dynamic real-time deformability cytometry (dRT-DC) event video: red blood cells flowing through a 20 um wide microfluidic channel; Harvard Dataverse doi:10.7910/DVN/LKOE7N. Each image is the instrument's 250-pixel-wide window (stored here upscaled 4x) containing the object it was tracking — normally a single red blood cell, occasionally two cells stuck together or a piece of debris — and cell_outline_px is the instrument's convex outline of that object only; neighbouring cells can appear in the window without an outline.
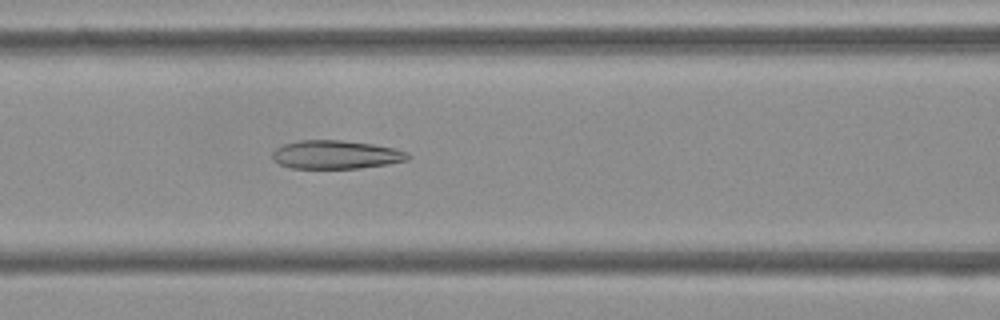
{"species": "Egyptian fruit bat (a non-hibernating species)", "species_latin": "Rousettus aegyptiacus", "temperature_condition": "cold", "stored_images_in_passage": 43, "camera_frame_rate_fps": 3000, "um_per_image_px": 0.085, "frame": {"image": 1, "passage_image": 12, "time_ms": 3.667, "image_size_px": [1000, 320], "cell_outline_px": [[412, 156], [408, 160], [388, 164], [356, 168], [292, 168], [280, 164], [272, 160], [272, 152], [276, 148], [284, 144], [300, 140], [344, 140], [372, 144], [396, 148], [408, 152]], "centroid_in_image_um": [28.57, 13.14], "position_along_channel_um": 138.0, "area_um2": 22.6}}
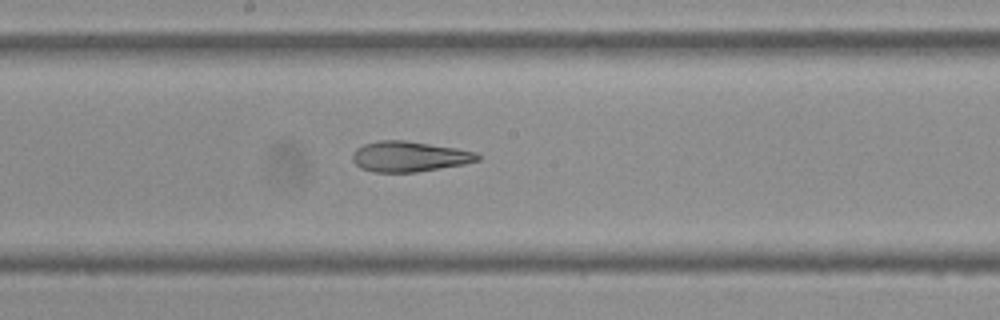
{"frame": {"image": 2, "passage_image": 18, "time_ms": 5.667, "image_size_px": [1000, 320], "cell_outline_px": [[480, 160], [464, 164], [416, 172], [376, 172], [360, 168], [352, 160], [352, 152], [356, 148], [364, 144], [380, 140], [404, 140], [456, 148], [476, 152], [480, 156]], "centroid_in_image_um": [34.77, 13.3], "position_along_channel_um": 213.4, "area_um2": 22.14}}
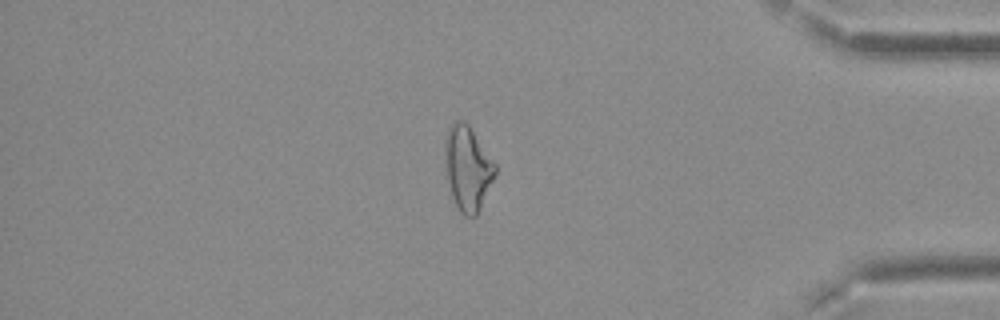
{"frame": {"image": 3, "passage_image": 35, "time_ms": 11.333, "image_size_px": [1000, 320], "cell_outline_px": [[496, 172], [480, 208], [476, 216], [464, 216], [460, 212], [452, 196], [448, 180], [444, 148], [444, 136], [452, 120], [464, 120], [468, 124], [496, 164]], "centroid_in_image_um": [39.73, 14.24], "position_along_channel_um": 395.5, "area_um2": 24.51}, "authors_computed_cell_mechanics": {"area_um2": 23.6402, "velocity_mm_per_s": 3.7648, "shape_relaxation_time_tau1_ms": null, "shape_relaxation_time_tau2_ms": 2.9203, "deformation_change_tau1": null, "deformation_change_tau2": 0.1057}}